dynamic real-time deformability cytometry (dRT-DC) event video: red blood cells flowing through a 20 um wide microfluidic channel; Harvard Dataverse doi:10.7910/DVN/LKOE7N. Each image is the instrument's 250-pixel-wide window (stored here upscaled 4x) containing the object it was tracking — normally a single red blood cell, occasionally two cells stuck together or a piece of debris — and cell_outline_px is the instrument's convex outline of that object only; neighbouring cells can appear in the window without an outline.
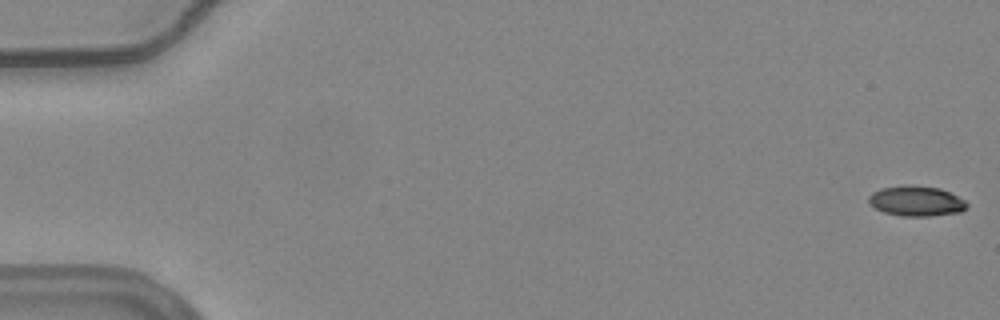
{"species": "common noctule bat (a hibernating species)", "species_latin": "Nyctalus noctula", "temperature_condition": "warm", "stored_images_in_passage": 56, "camera_frame_rate_fps": 3000, "um_per_image_px": 0.085, "animal": {"sex": "female", "body_mass_g": 24.6, "forearm_length_mm": 56.2}, "frame": {"image": 1, "passage_image": 1, "time_ms": 0.0, "image_size_px": [1000, 320], "cell_outline_px": [[968, 204], [960, 212], [932, 216], [900, 216], [884, 212], [868, 204], [868, 196], [872, 192], [880, 188], [904, 184], [912, 184], [940, 188], [964, 200]], "centroid_in_image_um": [77.82, 17.07], "position_along_channel_um": 7.2, "area_um2": 17.46}}
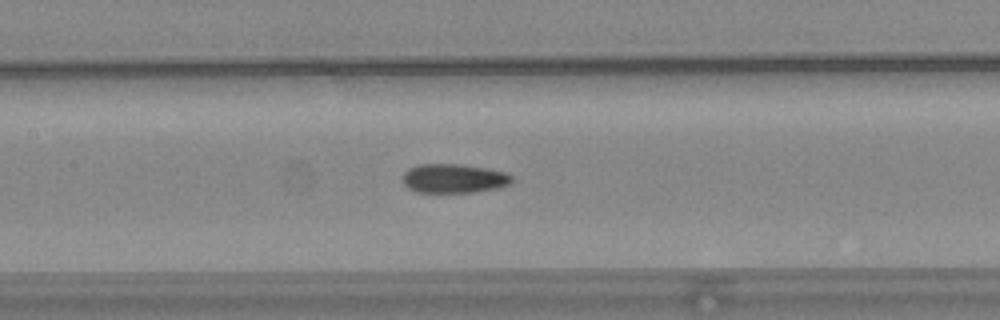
{"frame": {"image": 2, "passage_image": 27, "time_ms": 8.667, "image_size_px": [1000, 320], "cell_outline_px": [[512, 180], [508, 184], [496, 188], [476, 192], [416, 192], [408, 188], [404, 184], [404, 172], [408, 168], [420, 164], [460, 164], [484, 168], [504, 172], [512, 176]], "centroid_in_image_um": [38.54, 15.17], "position_along_channel_um": 168.9, "area_um2": 18.32}}
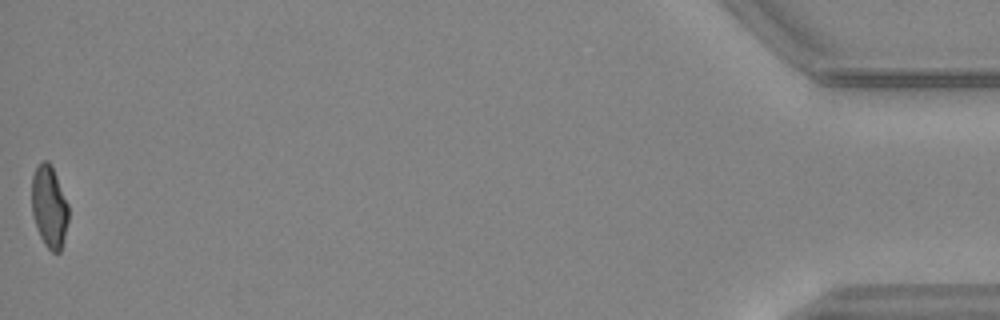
{"frame": {"image": 3, "passage_image": 56, "time_ms": 18.333, "image_size_px": [1000, 320], "cell_outline_px": [[68, 220], [60, 252], [52, 252], [44, 244], [36, 228], [32, 212], [32, 176], [40, 160], [48, 160], [52, 164], [68, 204]], "centroid_in_image_um": [4.18, 17.53], "position_along_channel_um": 431.0, "area_um2": 17.63}, "authors_computed_cell_mechanics": {"area_um2": 18.3804, "velocity_mm_per_s": 3.7428, "shape_relaxation_time_tau1_ms": 7.6977, "shape_relaxation_time_tau2_ms": 2.2648, "deformation_change_tau1": 0.2067, "deformation_change_tau2": 0.0874}}